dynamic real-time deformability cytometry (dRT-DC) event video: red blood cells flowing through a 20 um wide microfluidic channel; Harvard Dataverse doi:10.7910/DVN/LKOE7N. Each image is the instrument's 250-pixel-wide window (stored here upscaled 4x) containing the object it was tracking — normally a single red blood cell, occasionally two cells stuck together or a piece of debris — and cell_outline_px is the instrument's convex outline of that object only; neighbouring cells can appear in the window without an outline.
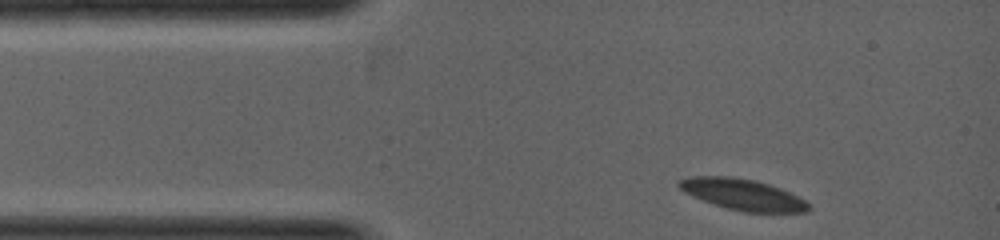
{"species": "common noctule bat (a hibernating species)", "species_latin": "Nyctalus noctula", "temperature_condition": "warm", "stored_images_in_passage": 4, "camera_frame_rate_fps": 5000, "um_per_image_px": 0.085, "animal": {"sex": "female", "body_mass_g": 19.0, "forearm_length_mm": 53.3}, "frame": {"image": 1, "passage_image": 1, "time_ms": 0.0, "image_size_px": [1000, 240], "cell_outline_px": [[808, 208], [804, 212], [744, 212], [728, 208], [704, 200], [680, 188], [680, 180], [692, 176], [724, 176], [752, 180], [768, 184], [780, 188], [804, 200], [808, 204]], "centroid_in_image_um": [63.16, 16.53], "position_along_channel_um": 21.8, "area_um2": 22.48}}
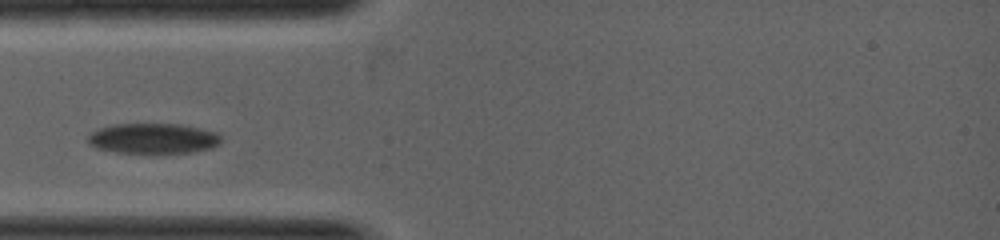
{"frame": {"image": 2, "passage_image": 4, "time_ms": 1.2, "image_size_px": [1000, 240], "cell_outline_px": [[220, 144], [212, 148], [196, 152], [116, 152], [96, 148], [88, 140], [88, 136], [92, 132], [100, 128], [116, 124], [180, 124], [216, 132], [220, 136]], "centroid_in_image_um": [13.05, 11.76], "position_along_channel_um": 71.9, "area_um2": 23.18}}